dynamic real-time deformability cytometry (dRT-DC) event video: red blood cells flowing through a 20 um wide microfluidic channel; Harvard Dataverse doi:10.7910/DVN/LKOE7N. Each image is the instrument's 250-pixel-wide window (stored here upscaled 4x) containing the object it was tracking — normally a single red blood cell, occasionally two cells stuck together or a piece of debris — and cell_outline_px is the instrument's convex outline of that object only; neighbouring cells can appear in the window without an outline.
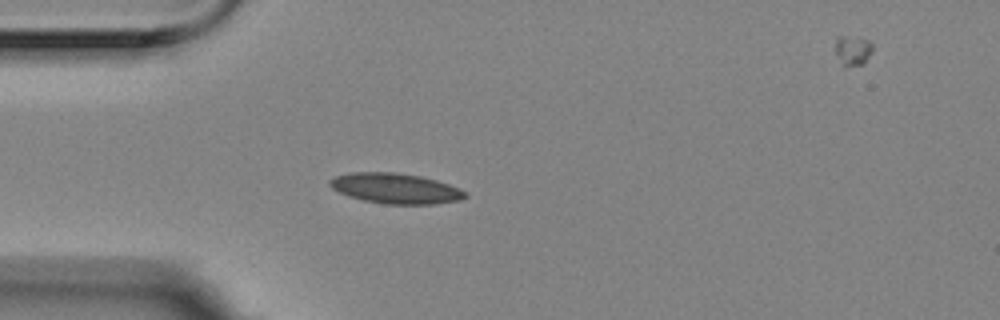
{"species": "Egyptian fruit bat (a non-hibernating species)", "species_latin": "Rousettus aegyptiacus", "temperature_condition": "room temperature", "stored_images_in_passage": 4, "camera_frame_rate_fps": 3000, "um_per_image_px": 0.085, "animal": {"sex": "female"}, "frame": {"image": 1, "passage_image": 3, "time_ms": 0.667, "image_size_px": [1000, 320], "cell_outline_px": [[468, 196], [460, 200], [436, 204], [384, 204], [364, 200], [348, 196], [332, 188], [328, 184], [328, 180], [336, 176], [352, 172], [396, 172], [420, 176], [436, 180], [448, 184], [468, 192]], "centroid_in_image_um": [33.63, 16.01], "position_along_channel_um": 51.4, "area_um2": 23.99}}